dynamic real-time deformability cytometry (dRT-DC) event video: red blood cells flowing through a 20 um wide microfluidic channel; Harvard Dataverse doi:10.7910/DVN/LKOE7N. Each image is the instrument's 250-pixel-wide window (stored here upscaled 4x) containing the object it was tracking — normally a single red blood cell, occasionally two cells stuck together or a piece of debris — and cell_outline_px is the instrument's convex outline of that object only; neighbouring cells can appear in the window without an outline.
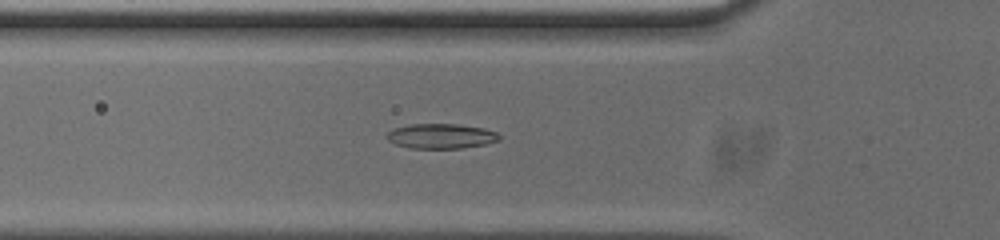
{"species": "common noctule bat (a hibernating species)", "species_latin": "Nyctalus noctula", "temperature_condition": "cold", "stored_images_in_passage": 39, "camera_frame_rate_fps": 3000, "um_per_image_px": 0.085, "animal": {"sex": "male", "body_mass_g": 20.0, "forearm_length_mm": 53.3}, "frame": {"image": 1, "passage_image": 11, "time_ms": 3.333, "image_size_px": [1000, 240], "cell_outline_px": [[500, 140], [484, 144], [460, 148], [412, 148], [396, 144], [388, 140], [388, 132], [392, 128], [412, 124], [456, 124], [484, 128], [496, 132], [500, 136]], "centroid_in_image_um": [37.49, 11.56], "position_along_channel_um": 88.3, "area_um2": 16.13}}
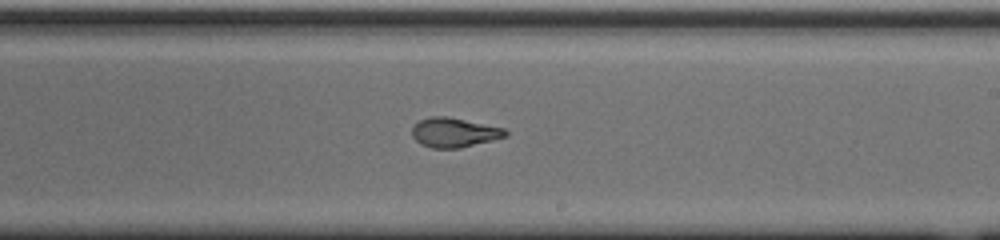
{"frame": {"image": 2, "passage_image": 24, "time_ms": 7.667, "image_size_px": [1000, 240], "cell_outline_px": [[508, 136], [460, 148], [432, 148], [420, 144], [412, 136], [412, 128], [420, 120], [428, 116], [448, 116], [504, 128], [508, 132]], "centroid_in_image_um": [38.6, 11.26], "position_along_channel_um": 250.4, "area_um2": 16.07}}
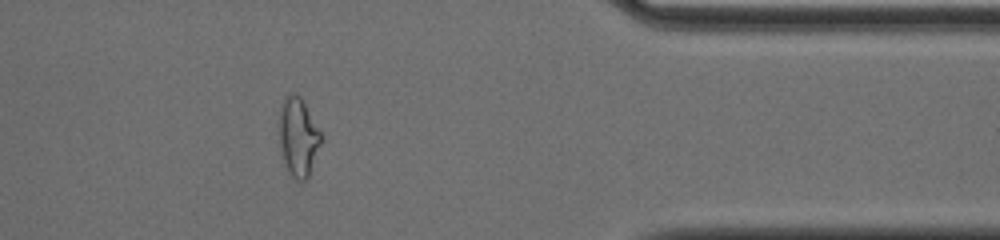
{"frame": {"image": 3, "passage_image": 37, "time_ms": 12.0, "image_size_px": [1000, 240], "cell_outline_px": [[320, 144], [308, 176], [304, 180], [296, 180], [292, 176], [284, 160], [280, 144], [280, 104], [284, 96], [288, 92], [296, 92], [300, 96], [320, 132]], "centroid_in_image_um": [25.32, 11.57], "position_along_channel_um": 386.1, "area_um2": 18.55}, "authors_computed_cell_mechanics": {"area_um2": 16.0684, "velocity_mm_per_s": 3.7387, "shape_relaxation_time_tau1_ms": 8.3284, "shape_relaxation_time_tau2_ms": 1.7177, "deformation_change_tau1": 0.2397, "deformation_change_tau2": 0.0878}}